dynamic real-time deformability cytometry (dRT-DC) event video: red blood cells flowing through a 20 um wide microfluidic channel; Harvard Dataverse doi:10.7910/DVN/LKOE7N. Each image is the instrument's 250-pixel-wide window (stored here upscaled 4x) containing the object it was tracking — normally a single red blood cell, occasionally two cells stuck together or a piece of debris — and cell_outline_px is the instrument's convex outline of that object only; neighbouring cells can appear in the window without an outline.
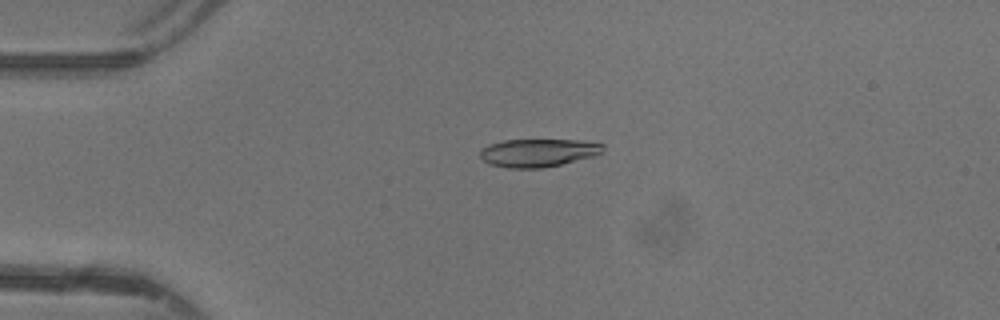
{"species": "common noctule bat (a hibernating species)", "species_latin": "Nyctalus noctula", "temperature_condition": "warm", "stored_images_in_passage": 47, "camera_frame_rate_fps": 3000, "um_per_image_px": 0.085, "animal": {"sex": "female"}, "frame": {"image": 1, "passage_image": 11, "time_ms": 3.333, "image_size_px": [1000, 320], "cell_outline_px": [[604, 148], [600, 152], [592, 156], [544, 168], [508, 168], [488, 164], [480, 156], [480, 148], [488, 144], [504, 140], [584, 140], [604, 144]], "centroid_in_image_um": [45.69, 12.98], "position_along_channel_um": 39.3, "area_um2": 20.06}}
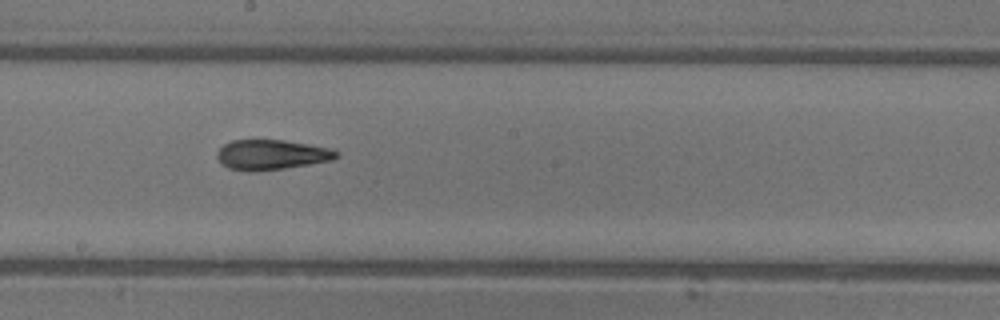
{"frame": {"image": 2, "passage_image": 26, "time_ms": 8.333, "image_size_px": [1000, 320], "cell_outline_px": [[340, 156], [332, 160], [284, 168], [228, 168], [216, 156], [216, 152], [224, 144], [232, 140], [284, 140], [308, 144], [328, 148], [340, 152]], "centroid_in_image_um": [23.14, 13.1], "position_along_channel_um": 225.1, "area_um2": 19.94}}
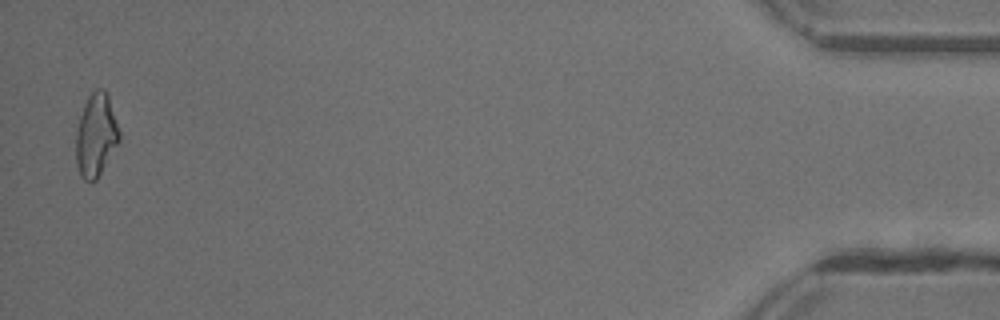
{"frame": {"image": 3, "passage_image": 46, "time_ms": 15.0, "image_size_px": [1000, 320], "cell_outline_px": [[120, 140], [96, 180], [84, 180], [80, 176], [76, 164], [76, 132], [80, 116], [84, 104], [88, 96], [96, 88], [104, 88], [108, 96], [120, 132]], "centroid_in_image_um": [8.15, 11.48], "position_along_channel_um": 427.1, "area_um2": 20.81}, "authors_computed_cell_mechanics": {"area_um2": 20.9236, "velocity_mm_per_s": 4.4114, "shape_relaxation_time_tau1_ms": 4.7547, "shape_relaxation_time_tau2_ms": 2.5397, "deformation_change_tau1": 0.1791, "deformation_change_tau2": 0.0932}}